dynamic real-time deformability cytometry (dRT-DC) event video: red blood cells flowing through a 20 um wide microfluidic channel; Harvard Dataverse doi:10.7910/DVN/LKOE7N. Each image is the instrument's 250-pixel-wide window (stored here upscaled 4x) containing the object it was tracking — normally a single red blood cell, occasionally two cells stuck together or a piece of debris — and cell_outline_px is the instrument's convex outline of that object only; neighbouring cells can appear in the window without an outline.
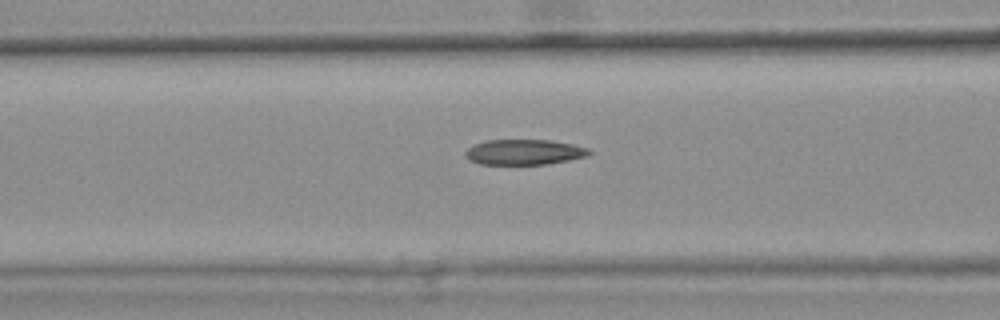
{"species": "common noctule bat (a hibernating species)", "species_latin": "Nyctalus noctula", "temperature_condition": "warm", "stored_images_in_passage": 47, "camera_frame_rate_fps": 3000, "um_per_image_px": 0.085, "animal": {"sex": "female", "body_mass_g": 25.1}, "frame": {"image": 1, "passage_image": 21, "time_ms": 6.667, "image_size_px": [1000, 320], "cell_outline_px": [[592, 152], [588, 156], [548, 164], [480, 164], [468, 160], [464, 156], [464, 152], [472, 144], [484, 140], [552, 140], [572, 144], [588, 148]], "centroid_in_image_um": [44.51, 12.92], "position_along_channel_um": 122.1, "area_um2": 18.5}, "authors_computed_cell_mechanics": {"area_um2": 19.1318, "velocity_mm_per_s": 3.7965, "shape_relaxation_time_tau1_ms": null, "shape_relaxation_time_tau2_ms": 3.9102, "deformation_change_tau1": null, "deformation_change_tau2": 0.1223}}